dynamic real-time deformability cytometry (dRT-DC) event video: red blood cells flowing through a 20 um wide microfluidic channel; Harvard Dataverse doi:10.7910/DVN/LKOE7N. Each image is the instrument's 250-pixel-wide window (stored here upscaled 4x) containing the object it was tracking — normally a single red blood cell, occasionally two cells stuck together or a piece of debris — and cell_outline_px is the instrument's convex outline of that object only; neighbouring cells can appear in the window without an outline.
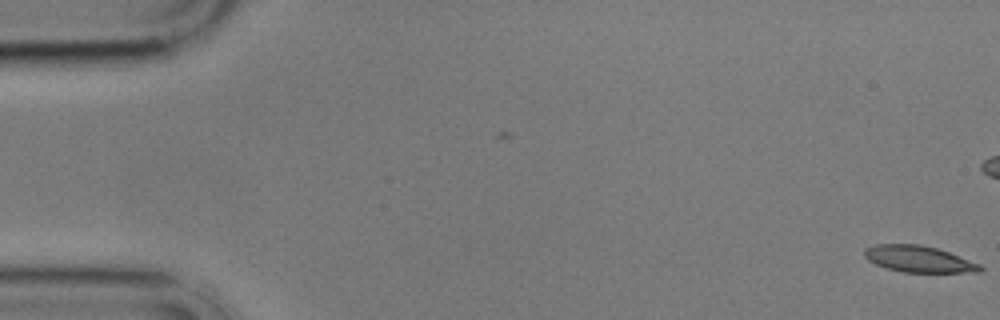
{"species": "common noctule bat (a hibernating species)", "species_latin": "Nyctalus noctula", "temperature_condition": "cold", "stored_images_in_passage": 8, "camera_frame_rate_fps": 3000, "um_per_image_px": 0.085, "animal": {"sex": "male", "body_mass_g": 17.9}, "frame": {"image": 1, "passage_image": 1, "time_ms": 0.0, "image_size_px": [1000, 320], "cell_outline_px": [[984, 268], [980, 272], [904, 272], [888, 268], [876, 264], [868, 260], [864, 256], [864, 248], [876, 244], [920, 244], [936, 248], [948, 252], [980, 264]], "centroid_in_image_um": [78.08, 22.01], "position_along_channel_um": 6.9, "area_um2": 17.69}}
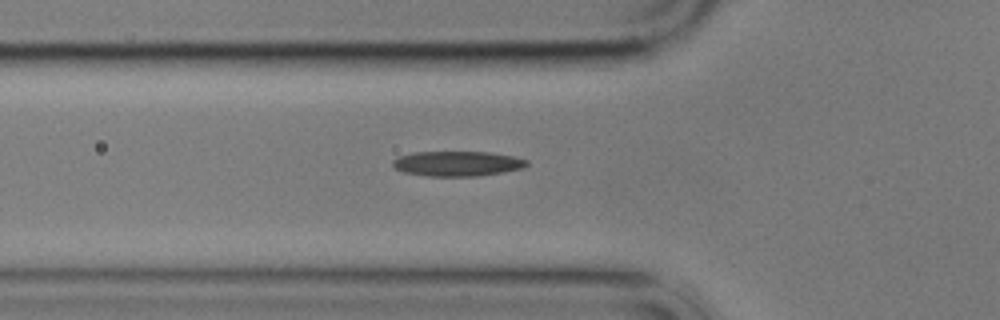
{"frame": {"image": 2, "passage_image": 8, "time_ms": 8.0, "image_size_px": [1000, 320], "cell_outline_px": [[528, 164], [524, 168], [476, 176], [428, 176], [404, 172], [392, 168], [392, 160], [400, 156], [412, 152], [488, 152], [512, 156], [528, 160]], "centroid_in_image_um": [38.83, 13.9], "position_along_channel_um": 87.0, "area_um2": 19.48}}